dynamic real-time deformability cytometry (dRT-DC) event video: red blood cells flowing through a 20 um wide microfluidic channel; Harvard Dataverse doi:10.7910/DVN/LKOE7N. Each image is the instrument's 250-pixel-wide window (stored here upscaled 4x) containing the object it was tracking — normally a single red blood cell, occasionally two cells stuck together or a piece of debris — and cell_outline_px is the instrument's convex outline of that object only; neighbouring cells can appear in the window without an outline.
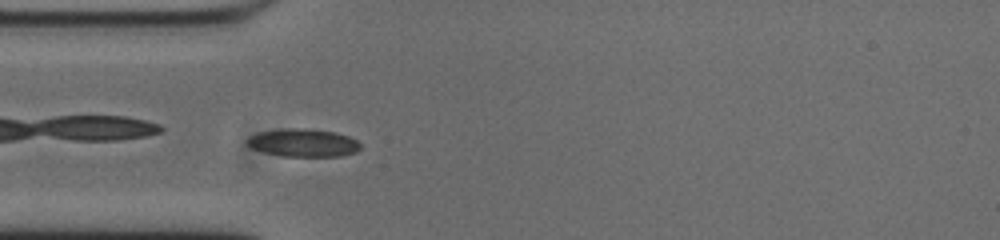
{"species": "common noctule bat (a hibernating species)", "species_latin": "Nyctalus noctula", "temperature_condition": "cold", "stored_images_in_passage": 53, "camera_frame_rate_fps": 3000, "um_per_image_px": 0.085, "animal": {"sex": "male", "body_mass_g": 20.0, "forearm_length_mm": 53.3}, "frame": {"image": 1, "passage_image": 14, "time_ms": 4.333, "image_size_px": [1000, 240], "cell_outline_px": [[360, 148], [356, 152], [340, 156], [280, 156], [264, 152], [252, 148], [248, 144], [248, 136], [260, 132], [288, 128], [304, 128], [336, 132], [348, 136], [356, 140], [360, 144]], "centroid_in_image_um": [25.79, 12.14], "position_along_channel_um": 59.2, "area_um2": 18.32}}
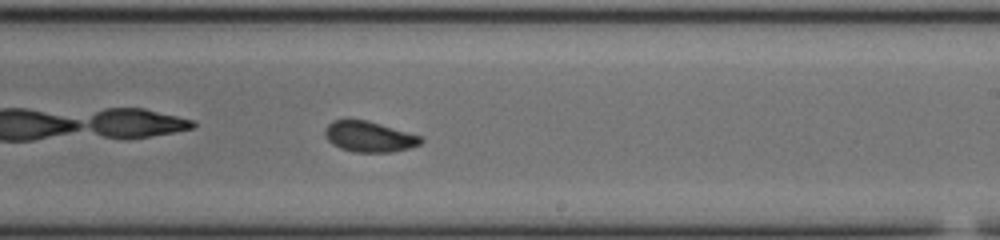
{"frame": {"image": 2, "passage_image": 30, "time_ms": 9.667, "image_size_px": [1000, 240], "cell_outline_px": [[424, 140], [420, 144], [408, 148], [392, 152], [352, 152], [340, 148], [332, 144], [324, 136], [324, 128], [332, 120], [368, 120], [420, 136]], "centroid_in_image_um": [31.34, 11.62], "position_along_channel_um": 257.7, "area_um2": 17.11}}
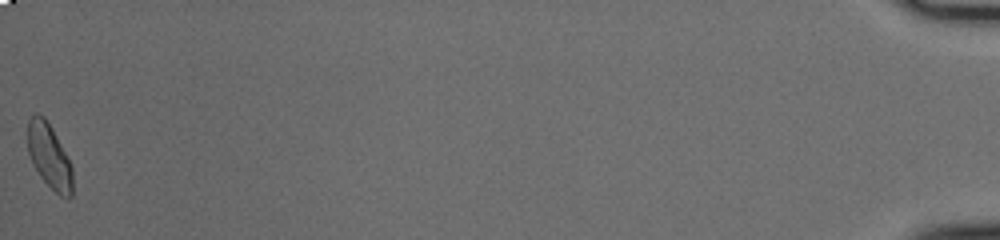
{"frame": {"image": 3, "passage_image": 53, "time_ms": 17.333, "image_size_px": [1000, 240], "cell_outline_px": [[72, 196], [68, 200], [60, 196], [40, 176], [32, 164], [28, 152], [28, 120], [36, 112], [44, 116], [52, 128], [72, 168]], "centroid_in_image_um": [4.18, 13.28], "position_along_channel_um": 431.0, "area_um2": 16.7}, "authors_computed_cell_mechanics": {"area_um2": 17.051, "velocity_mm_per_s": 3.7284, "shape_relaxation_time_tau1_ms": 4.5551, "shape_relaxation_time_tau2_ms": 1.1778, "deformation_change_tau1": 0.1454, "deformation_change_tau2": 0.0526}}